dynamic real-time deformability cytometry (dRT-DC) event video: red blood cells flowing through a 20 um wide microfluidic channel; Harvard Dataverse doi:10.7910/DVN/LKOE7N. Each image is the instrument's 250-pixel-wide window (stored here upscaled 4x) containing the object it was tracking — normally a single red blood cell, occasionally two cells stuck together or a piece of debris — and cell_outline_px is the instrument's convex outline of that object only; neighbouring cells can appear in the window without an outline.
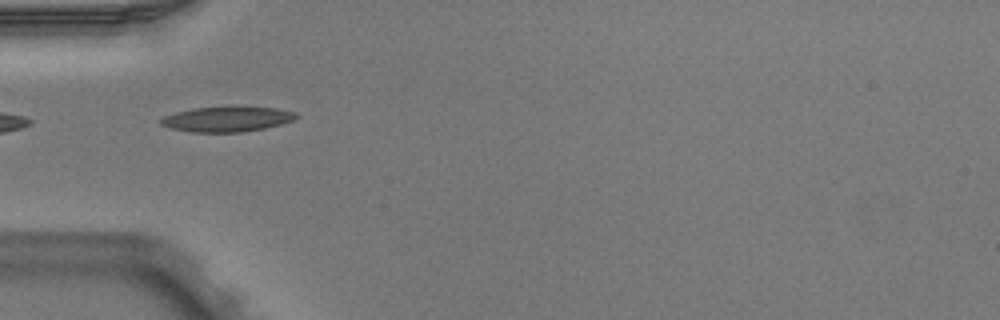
{"species": "Egyptian fruit bat (a non-hibernating species)", "species_latin": "Rousettus aegyptiacus", "temperature_condition": "warm", "stored_images_in_passage": 2, "camera_frame_rate_fps": 3000, "um_per_image_px": 0.085, "animal": {"sex": "male"}, "frame": {"image": 1, "passage_image": 1, "time_ms": 0.0, "image_size_px": [1000, 320], "cell_outline_px": [[300, 116], [292, 120], [280, 124], [264, 128], [240, 132], [192, 132], [172, 128], [160, 124], [160, 120], [164, 116], [176, 112], [196, 108], [228, 104], [276, 108], [296, 112]], "centroid_in_image_um": [19.33, 10.08], "position_along_channel_um": 65.7, "area_um2": 20.35}}
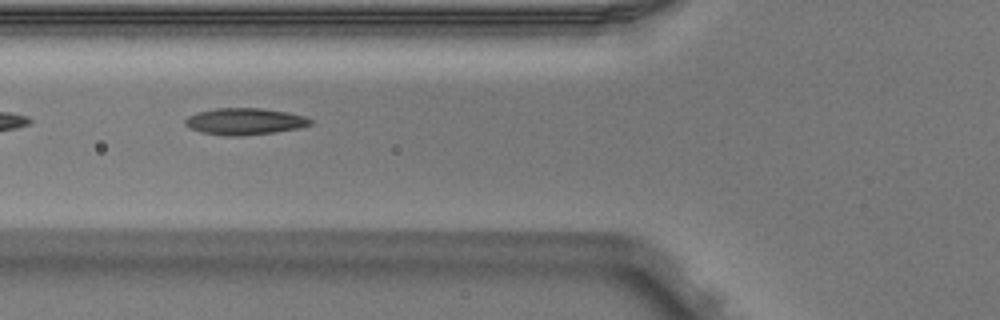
{"frame": {"image": 2, "passage_image": 2, "time_ms": 0.333, "image_size_px": [1000, 320], "cell_outline_px": [[312, 124], [296, 128], [272, 132], [240, 136], [228, 136], [200, 132], [184, 124], [184, 120], [188, 116], [196, 112], [216, 108], [264, 108], [288, 112], [304, 116], [312, 120]], "centroid_in_image_um": [20.77, 10.31], "position_along_channel_um": 105.0, "area_um2": 19.36}}